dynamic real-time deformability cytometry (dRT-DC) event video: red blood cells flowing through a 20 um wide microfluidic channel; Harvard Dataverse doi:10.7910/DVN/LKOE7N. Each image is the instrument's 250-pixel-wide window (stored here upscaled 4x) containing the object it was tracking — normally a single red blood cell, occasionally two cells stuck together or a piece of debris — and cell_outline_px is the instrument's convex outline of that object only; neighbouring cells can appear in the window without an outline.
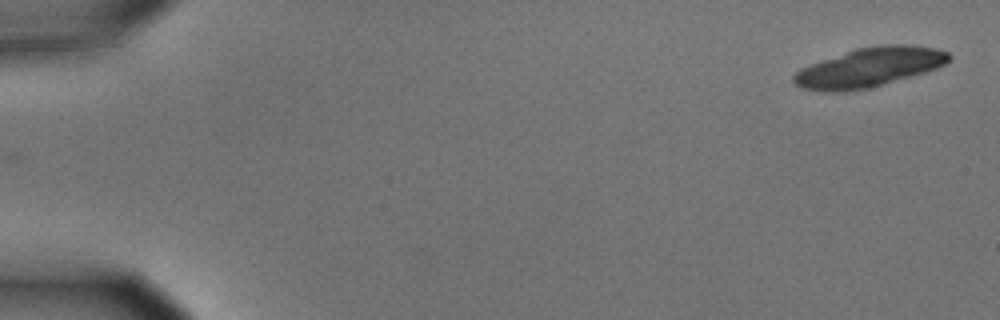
{"species": "common noctule bat (a hibernating species)", "species_latin": "Nyctalus noctula", "temperature_condition": "cold", "stored_images_in_passage": 5, "camera_frame_rate_fps": 3000, "um_per_image_px": 0.085, "animal": {"sex": "male", "body_mass_g": 15.6}, "frame": {"image": 1, "passage_image": 1, "time_ms": 0.0, "image_size_px": [1000, 320], "cell_outline_px": [[952, 56], [944, 64], [936, 68], [924, 72], [868, 88], [844, 92], [824, 92], [800, 88], [792, 80], [792, 76], [800, 68], [808, 64], [856, 48], [880, 44], [904, 44], [936, 48], [948, 52]], "centroid_in_image_um": [73.83, 5.72], "position_along_channel_um": 11.2, "area_um2": 35.55}}